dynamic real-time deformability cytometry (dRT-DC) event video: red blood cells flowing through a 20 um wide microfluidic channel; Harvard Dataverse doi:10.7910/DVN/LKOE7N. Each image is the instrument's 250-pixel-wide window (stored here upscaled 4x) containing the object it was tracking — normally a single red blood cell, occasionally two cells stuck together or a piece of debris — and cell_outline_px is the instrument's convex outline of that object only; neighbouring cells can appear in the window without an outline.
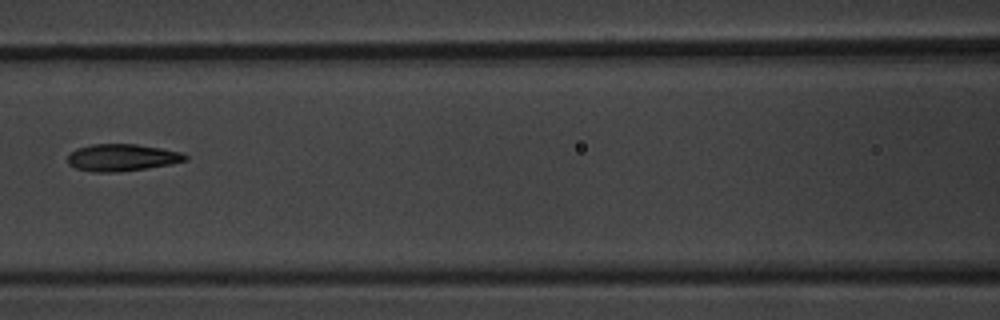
{"species": "common noctule bat (a hibernating species)", "species_latin": "Nyctalus noctula", "temperature_condition": "warm", "stored_images_in_passage": 7, "camera_frame_rate_fps": 3000, "um_per_image_px": 0.085, "animal": {"sex": "male", "body_mass_g": 20.1, "forearm_length_mm": 53.5}, "frame": {"image": 1, "passage_image": 7, "time_ms": 8.333, "image_size_px": [1000, 320], "cell_outline_px": [[188, 160], [172, 164], [120, 172], [92, 172], [76, 168], [68, 164], [68, 156], [76, 148], [92, 144], [136, 144], [160, 148], [180, 152], [188, 156]], "centroid_in_image_um": [10.37, 13.39], "position_along_channel_um": 156.2, "area_um2": 18.55}}